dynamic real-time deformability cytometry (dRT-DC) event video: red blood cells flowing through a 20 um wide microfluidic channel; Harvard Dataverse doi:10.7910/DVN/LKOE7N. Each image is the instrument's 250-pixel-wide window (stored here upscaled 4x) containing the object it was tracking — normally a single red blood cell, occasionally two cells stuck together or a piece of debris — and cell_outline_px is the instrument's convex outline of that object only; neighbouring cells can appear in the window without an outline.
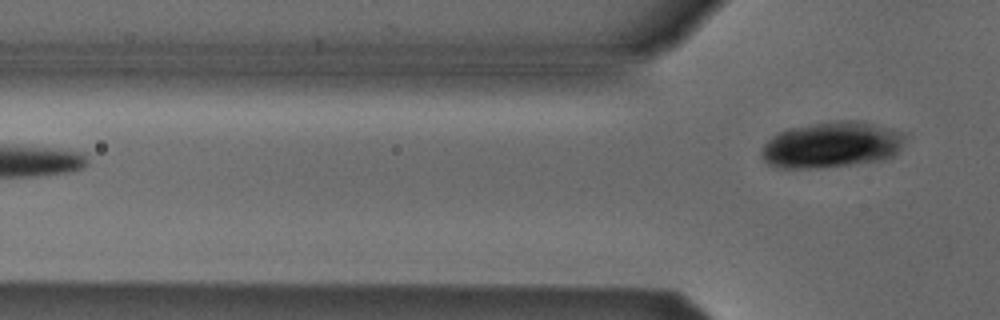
{"species": "Egyptian fruit bat (a non-hibernating species)", "species_latin": "Rousettus aegyptiacus", "temperature_condition": "cold", "stored_images_in_passage": 6, "camera_frame_rate_fps": 3000, "um_per_image_px": 0.085, "animal": {"sex": "male"}, "frame": {"image": 1, "passage_image": 6, "time_ms": 7.0, "image_size_px": [1000, 320], "cell_outline_px": [[904, 140], [900, 148], [892, 156], [884, 160], [820, 168], [780, 168], [768, 164], [760, 156], [760, 148], [772, 136], [788, 128], [836, 120], [856, 120], [892, 128], [904, 132]], "centroid_in_image_um": [70.67, 12.31], "position_along_channel_um": 55.1, "area_um2": 38.67}}